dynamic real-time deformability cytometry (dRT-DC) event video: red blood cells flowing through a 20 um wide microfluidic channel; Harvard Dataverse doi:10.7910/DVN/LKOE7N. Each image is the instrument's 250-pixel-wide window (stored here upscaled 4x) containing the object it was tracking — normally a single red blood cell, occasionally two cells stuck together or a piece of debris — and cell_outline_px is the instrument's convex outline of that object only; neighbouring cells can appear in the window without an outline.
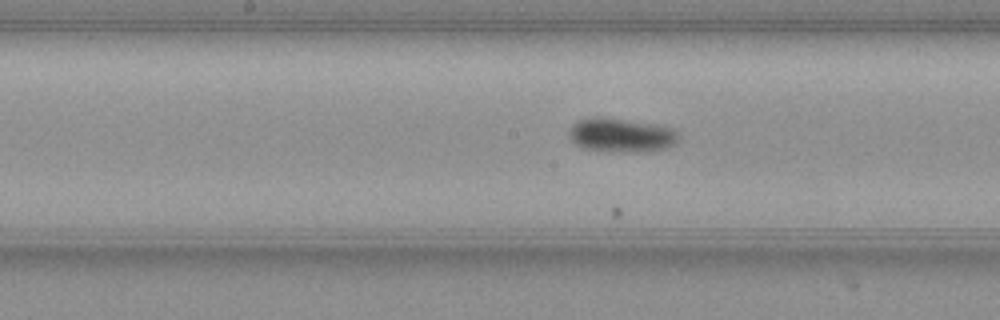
{"species": "common noctule bat (a hibernating species)", "species_latin": "Nyctalus noctula", "temperature_condition": "warm", "stored_images_in_passage": 23, "camera_frame_rate_fps": 3000, "um_per_image_px": 0.085, "animal": {"sex": "female", "body_mass_g": 19.3, "forearm_length_mm": 54.1}, "frame": {"image": 1, "passage_image": 15, "time_ms": 4.667, "image_size_px": [1000, 320], "cell_outline_px": [[676, 144], [664, 148], [648, 152], [608, 152], [584, 148], [576, 144], [568, 136], [568, 132], [572, 124], [576, 120], [592, 116], [600, 116], [652, 124], [672, 128], [676, 132]], "centroid_in_image_um": [52.73, 11.49], "position_along_channel_um": 195.5, "area_um2": 21.85}}
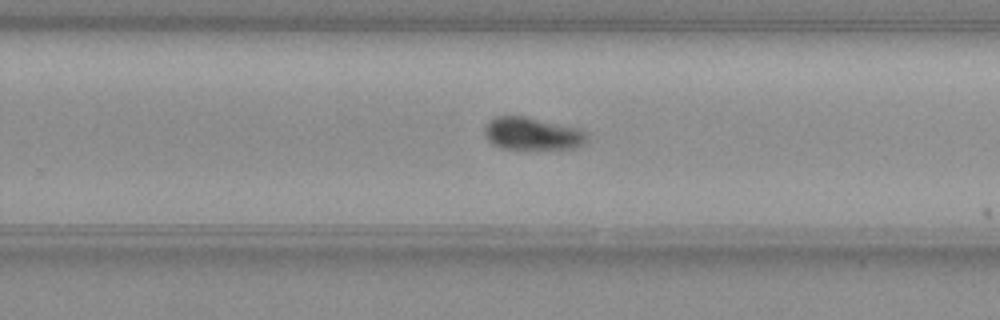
{"frame": {"image": 2, "passage_image": 22, "time_ms": 7.0, "image_size_px": [1000, 320], "cell_outline_px": [[588, 140], [584, 144], [576, 148], [500, 148], [492, 144], [488, 140], [484, 132], [484, 128], [488, 120], [496, 116], [528, 116], [580, 128], [588, 136]], "centroid_in_image_um": [45.25, 11.34], "position_along_channel_um": 284.6, "area_um2": 19.59}}